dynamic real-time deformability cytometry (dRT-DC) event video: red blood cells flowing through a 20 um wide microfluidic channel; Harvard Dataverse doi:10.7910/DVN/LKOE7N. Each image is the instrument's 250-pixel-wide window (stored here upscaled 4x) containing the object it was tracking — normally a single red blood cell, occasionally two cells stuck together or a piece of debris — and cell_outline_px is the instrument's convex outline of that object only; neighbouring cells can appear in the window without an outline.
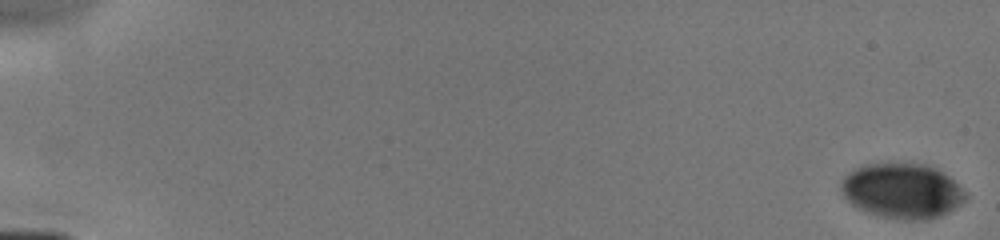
{"species": "human", "species_latin": "Homo sapiens", "temperature_condition": "cold", "stored_images_in_passage": 28, "camera_frame_rate_fps": 3000, "um_per_image_px": 0.085, "donor": {"sex": "male"}, "frame": {"image": 1, "passage_image": 1, "time_ms": 0.0, "image_size_px": [1000, 240], "cell_outline_px": [[968, 196], [960, 204], [948, 212], [940, 216], [928, 220], [900, 220], [880, 216], [868, 212], [852, 204], [844, 196], [840, 188], [840, 184], [844, 176], [848, 172], [864, 164], [928, 164], [948, 176], [968, 192]], "centroid_in_image_um": [76.7, 16.23], "position_along_channel_um": 8.3, "area_um2": 39.94}}
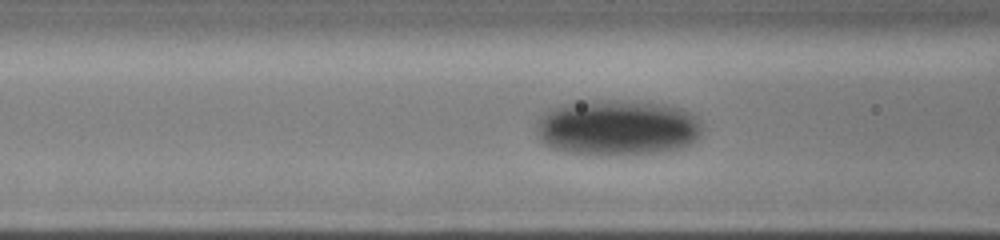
{"frame": {"image": 2, "passage_image": 20, "time_ms": 7.0, "image_size_px": [1000, 240], "cell_outline_px": [[700, 136], [692, 144], [680, 148], [664, 152], [620, 156], [592, 156], [564, 152], [552, 148], [544, 144], [540, 140], [536, 132], [536, 120], [544, 112], [552, 108], [576, 100], [636, 100], [668, 104], [692, 112], [700, 120]], "centroid_in_image_um": [52.46, 10.86], "position_along_channel_um": 114.1, "area_um2": 55.78}}
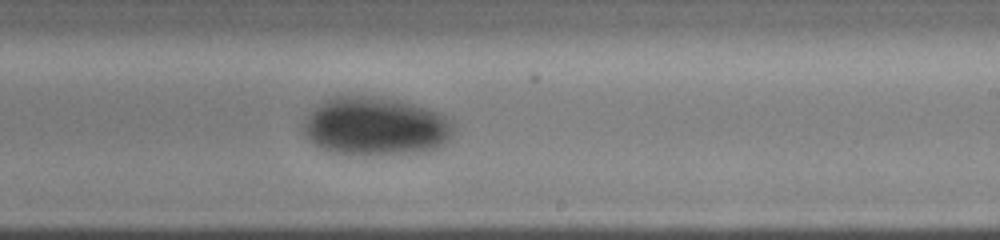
{"frame": {"image": 3, "passage_image": 28, "time_ms": 10.333, "image_size_px": [1000, 240], "cell_outline_px": [[456, 128], [448, 140], [444, 144], [436, 148], [424, 152], [368, 156], [364, 156], [332, 152], [320, 148], [304, 136], [300, 128], [304, 120], [316, 104], [332, 96], [376, 96], [400, 100], [440, 112], [452, 120]], "centroid_in_image_um": [31.91, 10.75], "position_along_channel_um": 257.1, "area_um2": 52.31}}